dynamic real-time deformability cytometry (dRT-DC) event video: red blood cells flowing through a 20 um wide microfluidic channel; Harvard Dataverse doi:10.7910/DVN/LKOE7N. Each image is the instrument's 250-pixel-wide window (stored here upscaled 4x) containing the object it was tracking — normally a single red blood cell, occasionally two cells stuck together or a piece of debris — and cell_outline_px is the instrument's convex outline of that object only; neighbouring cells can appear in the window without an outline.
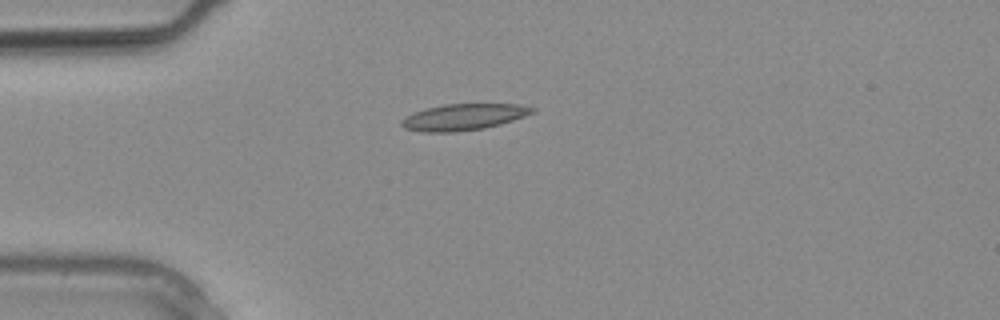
{"species": "common noctule bat (a hibernating species)", "species_latin": "Nyctalus noctula", "temperature_condition": "warm", "stored_images_in_passage": 4, "camera_frame_rate_fps": 3000, "um_per_image_px": 0.085, "animal": {"sex": "male", "body_mass_g": 20.4}, "frame": {"image": 1, "passage_image": 1, "time_ms": 0.0, "image_size_px": [1000, 320], "cell_outline_px": [[536, 112], [500, 124], [484, 128], [452, 132], [420, 132], [404, 128], [400, 124], [400, 120], [404, 116], [428, 108], [444, 104], [516, 104], [536, 108]], "centroid_in_image_um": [39.38, 9.95], "position_along_channel_um": 45.6, "area_um2": 20.0}}